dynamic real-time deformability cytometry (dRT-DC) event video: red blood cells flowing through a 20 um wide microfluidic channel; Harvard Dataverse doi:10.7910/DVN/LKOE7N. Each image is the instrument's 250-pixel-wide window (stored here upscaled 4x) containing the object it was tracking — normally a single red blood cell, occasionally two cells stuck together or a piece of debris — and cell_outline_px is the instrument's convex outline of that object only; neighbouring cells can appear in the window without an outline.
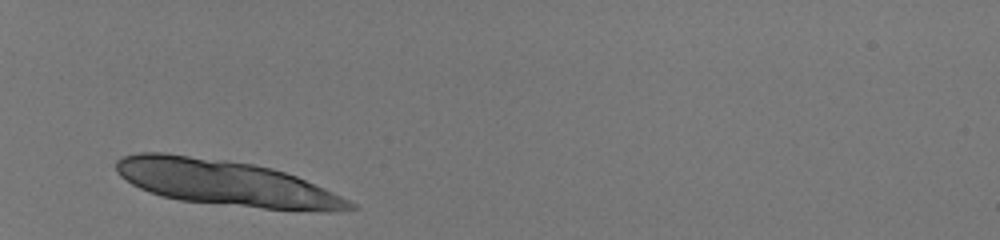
{"species": "human", "species_latin": "Homo sapiens", "temperature_condition": "room temperature", "stored_images_in_passage": 12, "camera_frame_rate_fps": 3000, "um_per_image_px": 0.085, "donor": {"sex": "male"}, "frame": {"image": 1, "passage_image": 1, "time_ms": 0.0, "image_size_px": [1000, 240], "cell_outline_px": [[360, 208], [264, 208], [180, 200], [160, 196], [148, 192], [132, 184], [120, 176], [116, 172], [116, 160], [120, 156], [140, 152], [168, 152], [228, 160], [252, 164], [272, 168], [296, 176], [324, 188], [356, 204]], "centroid_in_image_um": [18.97, 15.48], "position_along_channel_um": 66.0, "area_um2": 60.69}}